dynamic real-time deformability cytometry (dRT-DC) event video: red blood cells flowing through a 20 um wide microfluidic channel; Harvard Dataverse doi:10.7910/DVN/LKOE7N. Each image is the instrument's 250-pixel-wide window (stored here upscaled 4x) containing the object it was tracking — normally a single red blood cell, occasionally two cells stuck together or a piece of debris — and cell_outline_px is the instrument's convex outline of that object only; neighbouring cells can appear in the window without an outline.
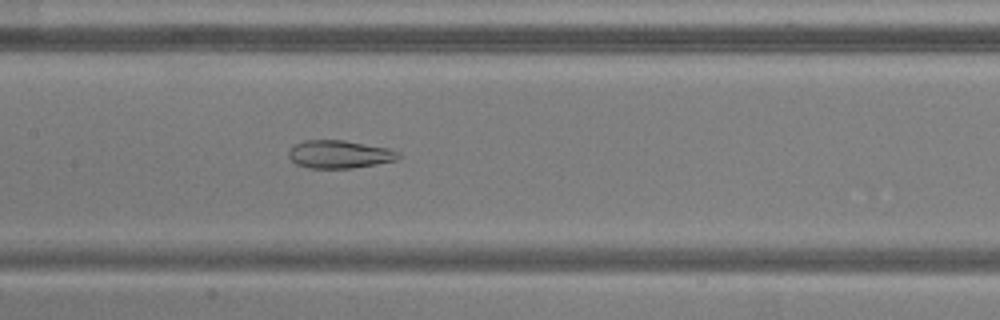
{"species": "common noctule bat (a hibernating species)", "species_latin": "Nyctalus noctula", "temperature_condition": "warm", "stored_images_in_passage": 43, "camera_frame_rate_fps": 3000, "um_per_image_px": 0.085, "animal": {"sex": "male", "body_mass_g": 20.5, "forearm_length_mm": 52.5}, "frame": {"image": 1, "passage_image": 15, "time_ms": 4.667, "image_size_px": [1000, 320], "cell_outline_px": [[400, 156], [396, 160], [376, 164], [352, 168], [308, 168], [296, 164], [288, 156], [288, 152], [296, 144], [304, 140], [344, 140], [388, 148], [400, 152]], "centroid_in_image_um": [28.85, 13.11], "position_along_channel_um": 178.5, "area_um2": 17.8}}
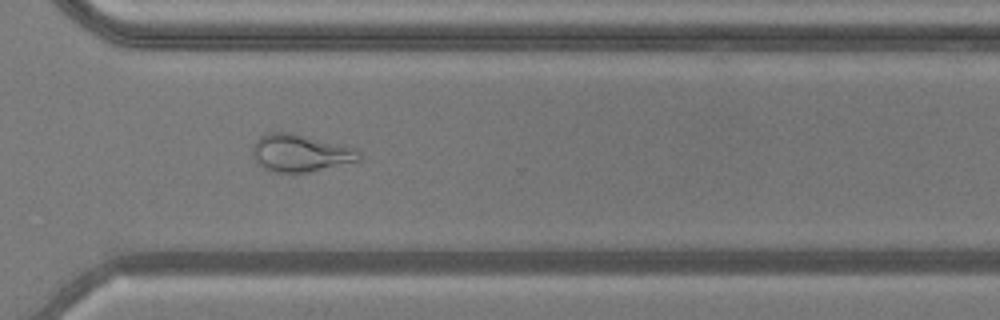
{"frame": {"image": 2, "passage_image": 28, "time_ms": 9.0, "image_size_px": [1000, 320], "cell_outline_px": [[360, 160], [292, 176], [268, 172], [252, 156], [252, 144], [260, 136], [268, 132], [292, 132], [356, 148], [360, 152]], "centroid_in_image_um": [25.47, 13.04], "position_along_channel_um": 345.1, "area_um2": 23.87}}
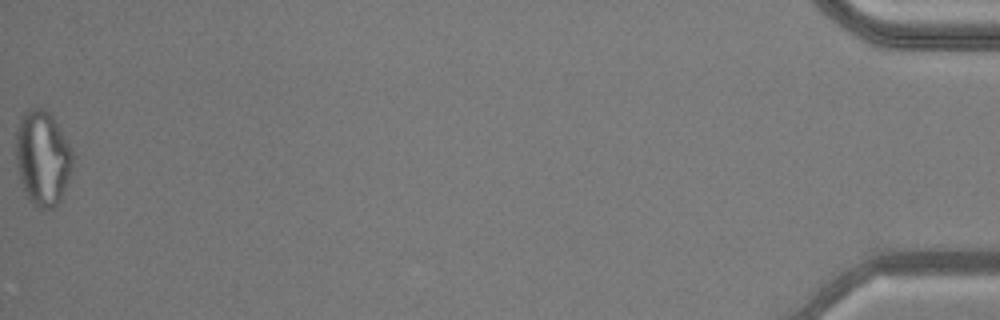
{"frame": {"image": 3, "passage_image": 43, "time_ms": 14.0, "image_size_px": [1000, 320], "cell_outline_px": [[76, 156], [72, 168], [60, 200], [52, 208], [40, 208], [32, 204], [28, 200], [24, 192], [16, 164], [16, 132], [20, 116], [28, 108], [44, 108], [52, 116]], "centroid_in_image_um": [3.61, 13.42], "position_along_channel_um": 431.6, "area_um2": 31.56}, "authors_computed_cell_mechanics": {"area_um2": 24.6228, "velocity_mm_per_s": 3.862, "shape_relaxation_time_tau1_ms": null, "shape_relaxation_time_tau2_ms": 1.8418, "deformation_change_tau1": null, "deformation_change_tau2": 0.0957}}